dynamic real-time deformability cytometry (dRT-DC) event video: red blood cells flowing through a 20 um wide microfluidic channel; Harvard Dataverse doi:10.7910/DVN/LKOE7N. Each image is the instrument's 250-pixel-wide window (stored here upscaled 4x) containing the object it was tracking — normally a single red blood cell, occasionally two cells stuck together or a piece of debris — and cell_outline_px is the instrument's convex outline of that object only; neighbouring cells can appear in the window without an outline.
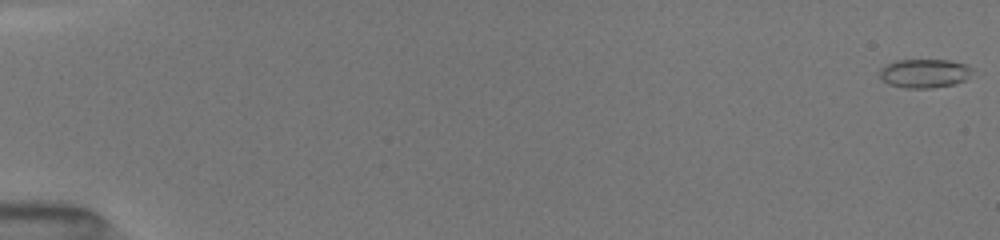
{"species": "common noctule bat (a hibernating species)", "species_latin": "Nyctalus noctula", "temperature_condition": "room temperature", "stored_images_in_passage": 26, "camera_frame_rate_fps": 3000, "um_per_image_px": 0.085, "animal": {"sex": "female", "body_mass_g": 19.5, "forearm_length_mm": 54.1}, "frame": {"image": 1, "passage_image": 1, "time_ms": 0.0, "image_size_px": [1000, 240], "cell_outline_px": [[976, 68], [964, 80], [956, 84], [932, 88], [904, 88], [888, 84], [876, 72], [880, 68], [896, 60], [948, 60], [968, 64]], "centroid_in_image_um": [78.6, 6.23], "position_along_channel_um": 6.4, "area_um2": 15.84}}
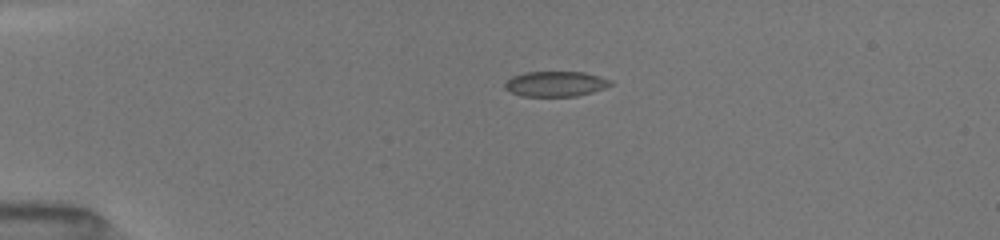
{"frame": {"image": 2, "passage_image": 20, "time_ms": 4.0, "image_size_px": [1000, 240], "cell_outline_px": [[612, 84], [604, 88], [592, 92], [576, 96], [520, 96], [504, 88], [504, 84], [512, 76], [524, 72], [584, 72], [612, 80]], "centroid_in_image_um": [47.21, 7.13], "position_along_channel_um": 37.8, "area_um2": 15.49}}
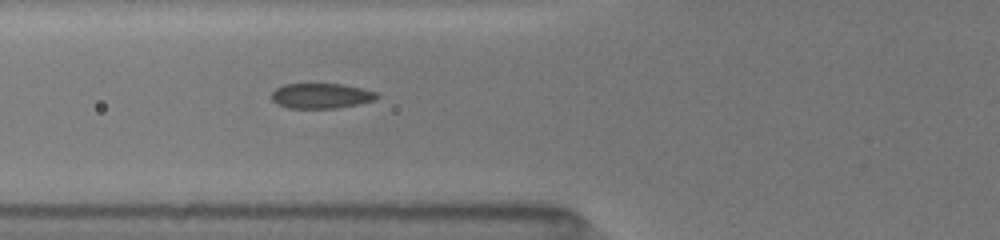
{"frame": {"image": 3, "passage_image": 26, "time_ms": 6.667, "image_size_px": [1000, 240], "cell_outline_px": [[380, 96], [376, 100], [336, 108], [288, 108], [276, 104], [272, 100], [272, 92], [276, 88], [284, 84], [340, 84], [360, 88], [376, 92]], "centroid_in_image_um": [27.28, 8.15], "position_along_channel_um": 98.5, "area_um2": 15.37}}